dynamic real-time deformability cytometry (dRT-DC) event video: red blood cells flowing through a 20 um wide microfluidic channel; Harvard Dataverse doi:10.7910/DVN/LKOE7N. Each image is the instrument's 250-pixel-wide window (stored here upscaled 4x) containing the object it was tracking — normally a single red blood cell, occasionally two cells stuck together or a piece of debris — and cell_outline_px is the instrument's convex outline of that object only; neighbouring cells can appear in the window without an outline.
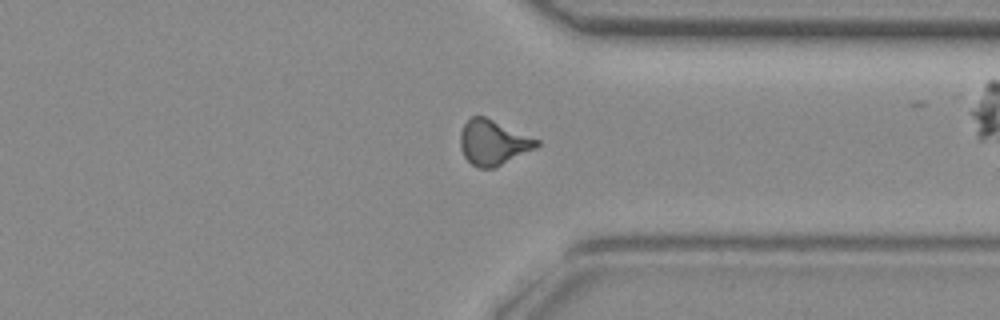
{"species": "common noctule bat (a hibernating species)", "species_latin": "Nyctalus noctula", "temperature_condition": "room temperature", "stored_images_in_passage": 28, "camera_frame_rate_fps": 3000, "um_per_image_px": 0.085, "animal": {"sex": "female", "body_mass_g": 29.2, "forearm_length_mm": 56.3}, "frame": {"image": 1, "passage_image": 24, "time_ms": 7.667, "image_size_px": [1000, 320], "cell_outline_px": [[540, 144], [536, 148], [496, 168], [480, 168], [472, 164], [464, 156], [460, 148], [460, 132], [464, 124], [472, 116], [484, 116], [540, 140]], "centroid_in_image_um": [41.92, 12.13], "position_along_channel_um": 369.5, "area_um2": 20.06}}